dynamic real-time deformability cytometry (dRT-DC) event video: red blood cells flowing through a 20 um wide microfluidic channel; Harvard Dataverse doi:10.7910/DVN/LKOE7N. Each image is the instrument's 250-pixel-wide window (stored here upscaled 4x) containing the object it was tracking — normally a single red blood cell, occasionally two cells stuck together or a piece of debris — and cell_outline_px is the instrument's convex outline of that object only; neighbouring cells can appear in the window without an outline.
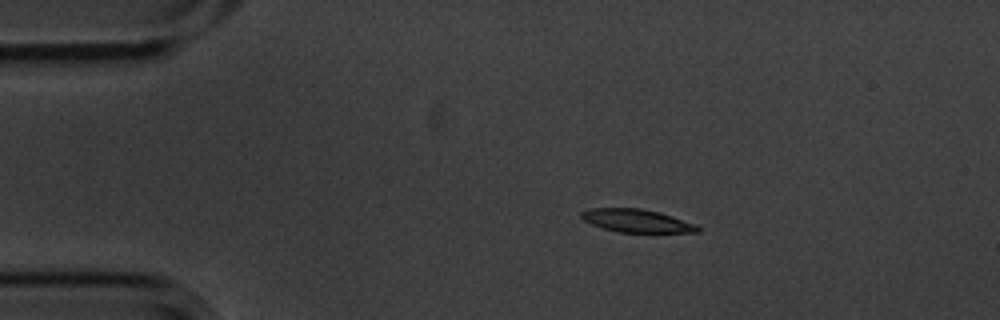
{"species": "common noctule bat (a hibernating species)", "species_latin": "Nyctalus noctula", "temperature_condition": "cold", "stored_images_in_passage": 6, "camera_frame_rate_fps": 3000, "um_per_image_px": 0.085, "animal": {"sex": "male", "body_mass_g": 20.1, "forearm_length_mm": 53.5}, "frame": {"image": 1, "passage_image": 4, "time_ms": 1.0, "image_size_px": [1000, 320], "cell_outline_px": [[700, 232], [616, 232], [592, 224], [584, 220], [580, 216], [580, 212], [588, 208], [640, 208], [660, 212], [696, 224], [700, 228]], "centroid_in_image_um": [54.1, 18.75], "position_along_channel_um": 30.9, "area_um2": 15.61}}
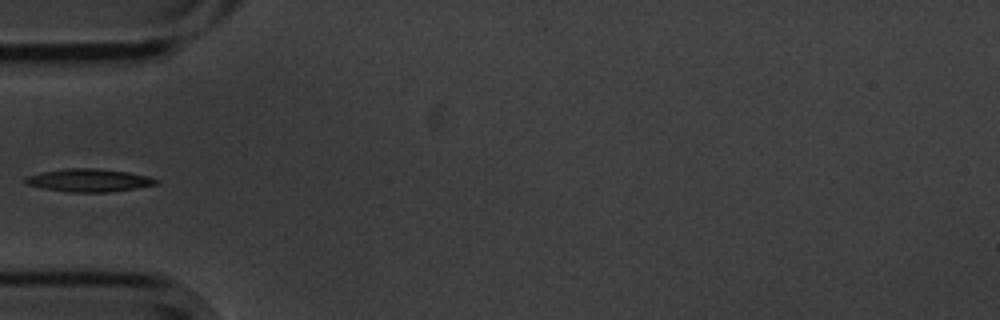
{"frame": {"image": 2, "passage_image": 6, "time_ms": 1.667, "image_size_px": [1000, 320], "cell_outline_px": [[160, 180], [156, 184], [136, 188], [112, 192], [68, 192], [44, 188], [28, 184], [24, 180], [24, 176], [64, 168], [96, 168], [128, 172], [148, 176]], "centroid_in_image_um": [7.57, 15.32], "position_along_channel_um": 77.4, "area_um2": 17.4}}